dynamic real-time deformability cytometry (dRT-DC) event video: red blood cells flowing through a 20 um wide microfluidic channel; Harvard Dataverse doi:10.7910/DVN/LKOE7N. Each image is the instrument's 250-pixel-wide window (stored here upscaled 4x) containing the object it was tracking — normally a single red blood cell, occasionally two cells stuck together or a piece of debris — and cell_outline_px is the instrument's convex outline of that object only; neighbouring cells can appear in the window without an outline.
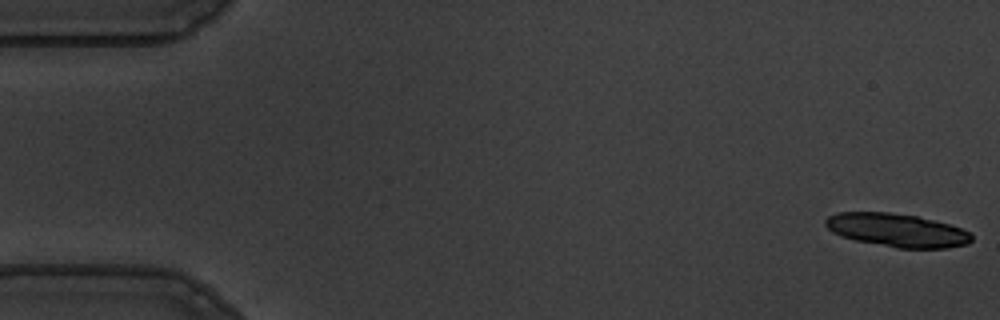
{"species": "common noctule bat (a hibernating species)", "species_latin": "Nyctalus noctula", "temperature_condition": "warm", "stored_images_in_passage": 33, "camera_frame_rate_fps": 3000, "um_per_image_px": 0.085, "animal": {"sex": "male", "body_mass_g": 19.5, "forearm_length_mm": 54.6}, "frame": {"image": 1, "passage_image": 1, "time_ms": 0.0, "image_size_px": [1000, 320], "cell_outline_px": [[972, 240], [968, 244], [948, 248], [896, 248], [856, 240], [840, 236], [832, 232], [824, 224], [824, 220], [828, 216], [840, 212], [888, 212], [916, 216], [948, 224], [960, 228], [968, 232], [972, 236]], "centroid_in_image_um": [76.22, 19.57], "position_along_channel_um": 8.8, "area_um2": 28.26}}